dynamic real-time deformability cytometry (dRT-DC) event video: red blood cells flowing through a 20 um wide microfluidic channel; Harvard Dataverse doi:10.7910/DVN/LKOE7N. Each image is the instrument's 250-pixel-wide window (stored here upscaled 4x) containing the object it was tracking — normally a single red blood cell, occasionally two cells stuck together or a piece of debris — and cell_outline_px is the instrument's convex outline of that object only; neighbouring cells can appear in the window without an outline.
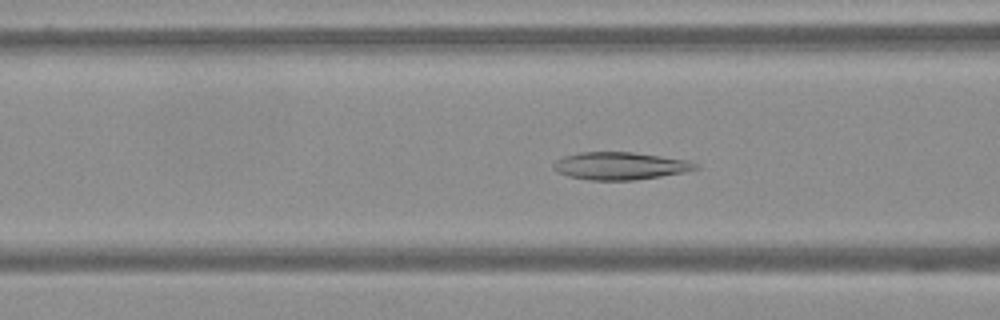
{"species": "Egyptian fruit bat (a non-hibernating species)", "species_latin": "Rousettus aegyptiacus", "temperature_condition": "warm", "stored_images_in_passage": 61, "camera_frame_rate_fps": 3000, "um_per_image_px": 0.085, "frame": {"image": 1, "passage_image": 25, "time_ms": 8.0, "image_size_px": [1000, 320], "cell_outline_px": [[700, 168], [684, 172], [660, 176], [632, 180], [588, 180], [568, 176], [556, 172], [552, 168], [552, 164], [556, 160], [564, 156], [580, 152], [632, 152], [688, 160], [696, 164]], "centroid_in_image_um": [52.66, 14.1], "position_along_channel_um": 113.9, "area_um2": 22.77}}
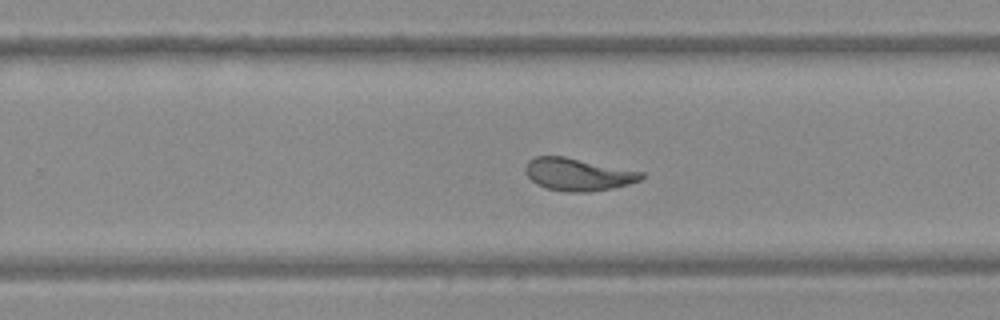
{"frame": {"image": 2, "passage_image": 40, "time_ms": 13.0, "image_size_px": [1000, 320], "cell_outline_px": [[644, 176], [640, 180], [628, 184], [612, 188], [588, 192], [568, 192], [544, 188], [536, 184], [524, 172], [524, 168], [528, 160], [536, 156], [564, 156], [644, 172]], "centroid_in_image_um": [49.1, 14.82], "position_along_channel_um": 280.7, "area_um2": 22.02}}
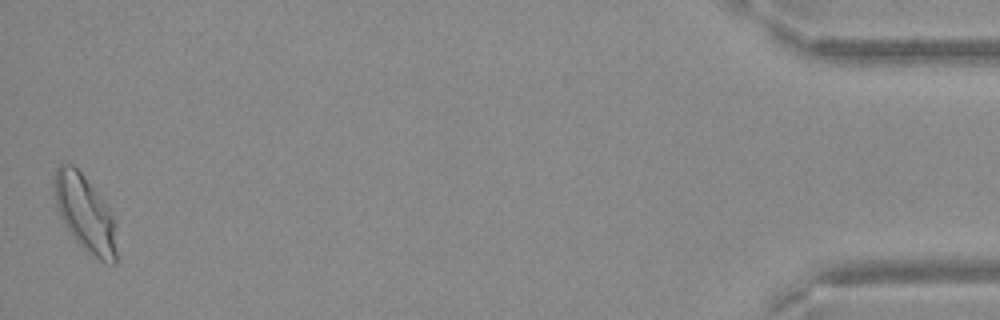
{"frame": {"image": 3, "passage_image": 61, "time_ms": 20.0, "image_size_px": [1000, 320], "cell_outline_px": [[116, 264], [104, 264], [88, 252], [72, 236], [64, 224], [60, 216], [56, 204], [52, 188], [52, 176], [56, 168], [60, 164], [72, 164], [80, 172], [108, 208], [116, 220]], "centroid_in_image_um": [7.21, 18.16], "position_along_channel_um": 428.0, "area_um2": 27.8}}